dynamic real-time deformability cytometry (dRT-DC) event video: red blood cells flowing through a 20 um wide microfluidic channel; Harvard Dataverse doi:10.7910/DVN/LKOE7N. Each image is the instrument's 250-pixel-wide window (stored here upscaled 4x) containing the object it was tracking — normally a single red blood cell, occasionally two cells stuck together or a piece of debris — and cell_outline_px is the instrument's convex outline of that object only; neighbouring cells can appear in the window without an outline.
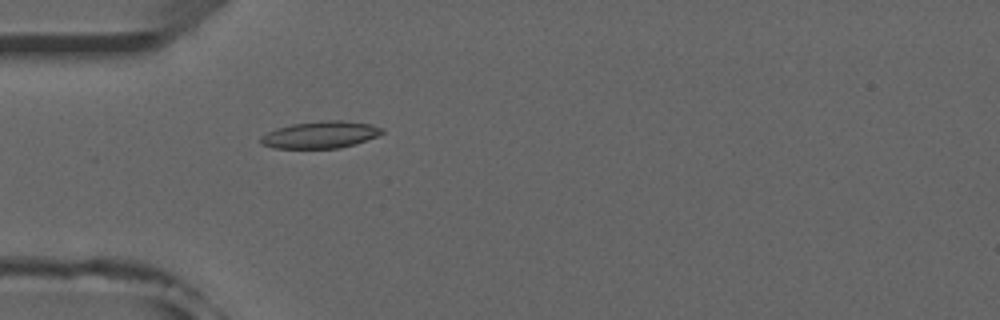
{"species": "common noctule bat (a hibernating species)", "species_latin": "Nyctalus noctula", "temperature_condition": "room temperature", "stored_images_in_passage": 26, "camera_frame_rate_fps": 3000, "um_per_image_px": 0.085, "animal": {"sex": "male", "forearm_length_mm": 52.5}, "frame": {"image": 1, "passage_image": 16, "time_ms": 5.0, "image_size_px": [1000, 320], "cell_outline_px": [[384, 132], [376, 136], [340, 148], [272, 148], [260, 144], [260, 136], [276, 128], [292, 124], [328, 120], [344, 120], [372, 124], [384, 128]], "centroid_in_image_um": [27.21, 11.44], "position_along_channel_um": 57.8, "area_um2": 19.02}}
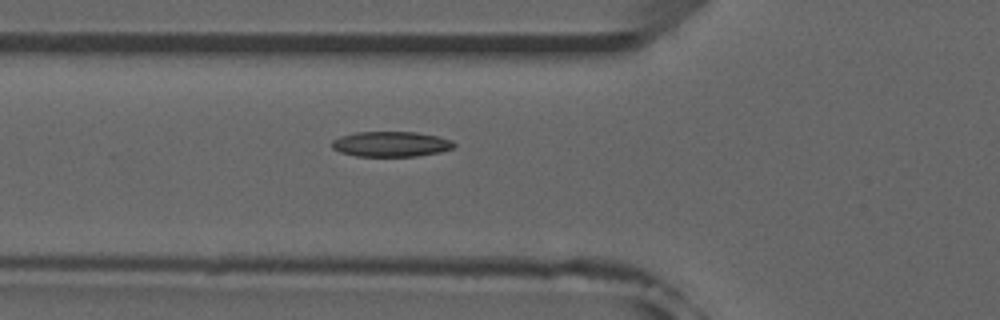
{"frame": {"image": 2, "passage_image": 19, "time_ms": 6.0, "image_size_px": [1000, 320], "cell_outline_px": [[456, 144], [452, 148], [440, 152], [416, 156], [356, 156], [340, 152], [332, 148], [332, 140], [340, 136], [356, 132], [416, 132], [440, 136], [452, 140]], "centroid_in_image_um": [33.24, 12.24], "position_along_channel_um": 92.6, "area_um2": 18.03}}
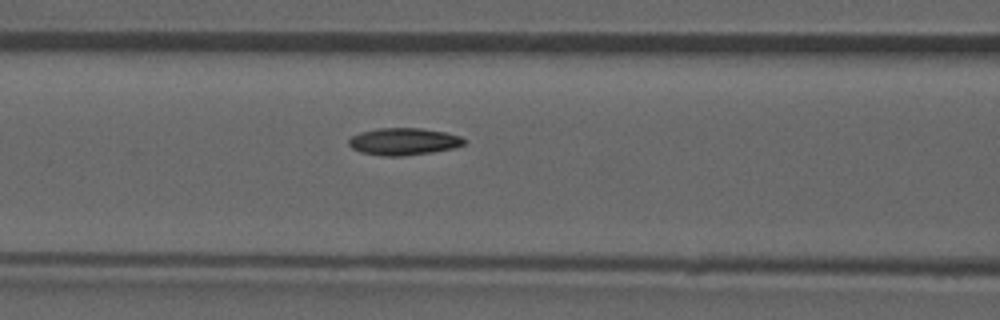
{"frame": {"image": 3, "passage_image": 22, "time_ms": 7.0, "image_size_px": [1000, 320], "cell_outline_px": [[464, 144], [452, 148], [432, 152], [404, 156], [384, 156], [360, 152], [352, 148], [348, 144], [348, 140], [352, 136], [360, 132], [376, 128], [420, 128], [444, 132], [460, 136], [464, 140]], "centroid_in_image_um": [34.26, 12.03], "position_along_channel_um": 132.3, "area_um2": 18.15}}